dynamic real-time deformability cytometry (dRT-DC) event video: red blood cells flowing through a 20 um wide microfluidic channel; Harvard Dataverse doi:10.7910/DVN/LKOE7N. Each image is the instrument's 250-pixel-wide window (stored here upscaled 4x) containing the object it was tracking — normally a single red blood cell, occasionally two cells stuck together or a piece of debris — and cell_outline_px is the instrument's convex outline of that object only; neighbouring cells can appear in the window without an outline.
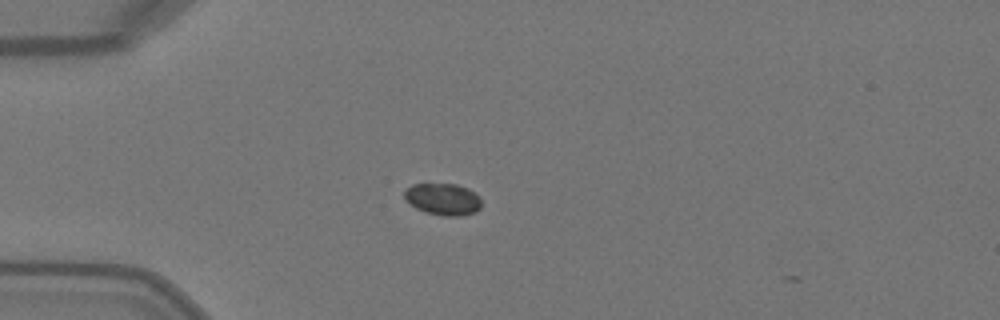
{"species": "Egyptian fruit bat (a non-hibernating species)", "species_latin": "Rousettus aegyptiacus", "temperature_condition": "warm", "stored_images_in_passage": 2, "camera_frame_rate_fps": 3000, "um_per_image_px": 0.085, "animal": {"sex": "female"}, "frame": {"image": 1, "passage_image": 1, "time_ms": 0.0, "image_size_px": [1000, 320], "cell_outline_px": [[480, 208], [476, 212], [460, 216], [444, 216], [424, 212], [416, 208], [404, 196], [404, 188], [412, 184], [456, 184], [468, 188], [476, 192], [480, 200]], "centroid_in_image_um": [37.66, 16.93], "position_along_channel_um": 47.3, "area_um2": 14.33}}